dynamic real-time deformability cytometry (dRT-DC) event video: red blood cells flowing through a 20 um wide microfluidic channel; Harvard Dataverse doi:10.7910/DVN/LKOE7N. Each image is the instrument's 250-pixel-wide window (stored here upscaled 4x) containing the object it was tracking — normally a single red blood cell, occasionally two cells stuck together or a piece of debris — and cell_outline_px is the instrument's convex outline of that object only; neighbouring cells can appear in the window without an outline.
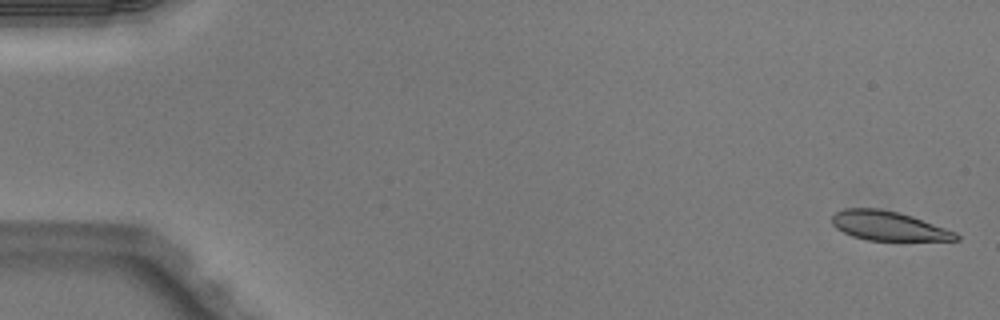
{"species": "Egyptian fruit bat (a non-hibernating species)", "species_latin": "Rousettus aegyptiacus", "temperature_condition": "warm", "stored_images_in_passage": 51, "camera_frame_rate_fps": 3000, "um_per_image_px": 0.085, "animal": {"sex": "male"}, "frame": {"image": 1, "passage_image": 1, "time_ms": 0.0, "image_size_px": [1000, 320], "cell_outline_px": [[960, 240], [868, 240], [852, 236], [836, 228], [832, 224], [832, 216], [836, 212], [844, 208], [880, 208], [912, 216], [956, 232], [960, 236]], "centroid_in_image_um": [75.5, 19.19], "position_along_channel_um": 9.5, "area_um2": 20.98}}
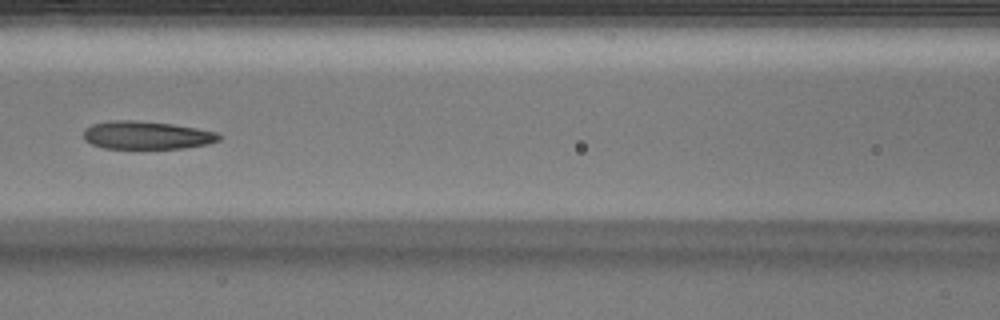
{"frame": {"image": 2, "passage_image": 23, "time_ms": 7.333, "image_size_px": [1000, 320], "cell_outline_px": [[220, 140], [208, 144], [184, 148], [104, 148], [92, 144], [84, 140], [84, 128], [92, 124], [108, 120], [132, 120], [172, 124], [196, 128], [216, 132], [220, 136]], "centroid_in_image_um": [12.43, 11.49], "position_along_channel_um": 154.2, "area_um2": 22.08}}
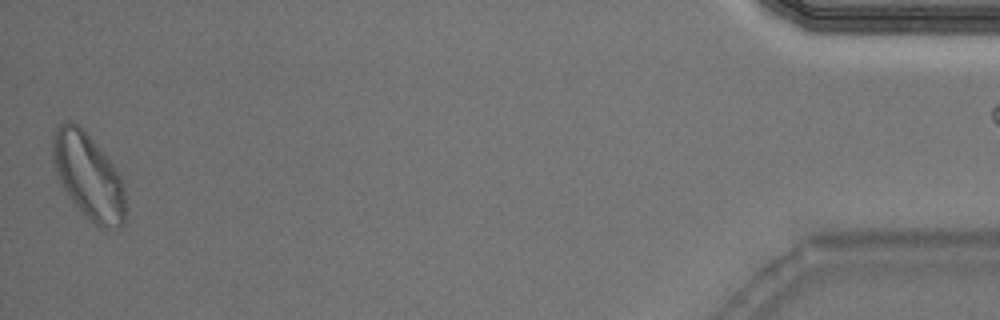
{"frame": {"image": 3, "passage_image": 50, "time_ms": 16.333, "image_size_px": [1000, 320], "cell_outline_px": [[124, 224], [120, 228], [104, 228], [96, 224], [72, 200], [64, 188], [60, 180], [52, 156], [52, 136], [56, 128], [60, 124], [68, 120], [72, 120], [92, 140], [112, 164], [120, 176], [124, 188]], "centroid_in_image_um": [7.51, 14.96], "position_along_channel_um": 427.7, "area_um2": 35.14}}